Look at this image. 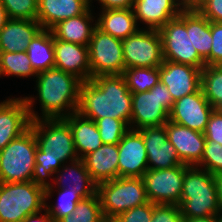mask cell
Instances as JSON below:
<instances>
[{"mask_svg":"<svg viewBox=\"0 0 222 222\" xmlns=\"http://www.w3.org/2000/svg\"><path fill=\"white\" fill-rule=\"evenodd\" d=\"M93 0H38L36 20L50 30L58 22L83 14Z\"/></svg>","mask_w":222,"mask_h":222,"instance_id":"7402d4cb","label":"cell"},{"mask_svg":"<svg viewBox=\"0 0 222 222\" xmlns=\"http://www.w3.org/2000/svg\"><path fill=\"white\" fill-rule=\"evenodd\" d=\"M167 86L160 81L149 91L132 93L130 129L162 126L169 120L174 104Z\"/></svg>","mask_w":222,"mask_h":222,"instance_id":"ba28073f","label":"cell"},{"mask_svg":"<svg viewBox=\"0 0 222 222\" xmlns=\"http://www.w3.org/2000/svg\"><path fill=\"white\" fill-rule=\"evenodd\" d=\"M66 164L64 163L55 173L57 176L52 178V183L45 184V202L56 192L53 188H67L71 192H77L83 199L96 194L97 184L91 179L83 159L78 158ZM65 178L69 181L67 182Z\"/></svg>","mask_w":222,"mask_h":222,"instance_id":"5bb4252c","label":"cell"},{"mask_svg":"<svg viewBox=\"0 0 222 222\" xmlns=\"http://www.w3.org/2000/svg\"><path fill=\"white\" fill-rule=\"evenodd\" d=\"M212 48L210 51V65H222V23L210 22Z\"/></svg>","mask_w":222,"mask_h":222,"instance_id":"60d3db41","label":"cell"},{"mask_svg":"<svg viewBox=\"0 0 222 222\" xmlns=\"http://www.w3.org/2000/svg\"><path fill=\"white\" fill-rule=\"evenodd\" d=\"M16 76L17 78H28L37 76L26 51L19 53L0 52V77Z\"/></svg>","mask_w":222,"mask_h":222,"instance_id":"f546056e","label":"cell"},{"mask_svg":"<svg viewBox=\"0 0 222 222\" xmlns=\"http://www.w3.org/2000/svg\"><path fill=\"white\" fill-rule=\"evenodd\" d=\"M118 151V177L142 178L148 170V160L141 133L129 129L118 143Z\"/></svg>","mask_w":222,"mask_h":222,"instance_id":"e0dca14e","label":"cell"},{"mask_svg":"<svg viewBox=\"0 0 222 222\" xmlns=\"http://www.w3.org/2000/svg\"><path fill=\"white\" fill-rule=\"evenodd\" d=\"M204 135L206 141L222 145V111L214 109L211 112Z\"/></svg>","mask_w":222,"mask_h":222,"instance_id":"b9f144b4","label":"cell"},{"mask_svg":"<svg viewBox=\"0 0 222 222\" xmlns=\"http://www.w3.org/2000/svg\"><path fill=\"white\" fill-rule=\"evenodd\" d=\"M196 9L210 22L222 23V0H204Z\"/></svg>","mask_w":222,"mask_h":222,"instance_id":"7bdbcfd3","label":"cell"},{"mask_svg":"<svg viewBox=\"0 0 222 222\" xmlns=\"http://www.w3.org/2000/svg\"><path fill=\"white\" fill-rule=\"evenodd\" d=\"M45 209V183L0 182V222H22Z\"/></svg>","mask_w":222,"mask_h":222,"instance_id":"277c9868","label":"cell"},{"mask_svg":"<svg viewBox=\"0 0 222 222\" xmlns=\"http://www.w3.org/2000/svg\"><path fill=\"white\" fill-rule=\"evenodd\" d=\"M95 123L103 144H118L130 129L124 120L111 117L98 119Z\"/></svg>","mask_w":222,"mask_h":222,"instance_id":"e575fe53","label":"cell"},{"mask_svg":"<svg viewBox=\"0 0 222 222\" xmlns=\"http://www.w3.org/2000/svg\"><path fill=\"white\" fill-rule=\"evenodd\" d=\"M216 175L222 172V145L214 141H206L201 161L196 165Z\"/></svg>","mask_w":222,"mask_h":222,"instance_id":"74e56055","label":"cell"},{"mask_svg":"<svg viewBox=\"0 0 222 222\" xmlns=\"http://www.w3.org/2000/svg\"><path fill=\"white\" fill-rule=\"evenodd\" d=\"M159 32L164 60L201 70L206 66L190 40V9H183L178 17L169 20Z\"/></svg>","mask_w":222,"mask_h":222,"instance_id":"8992f818","label":"cell"},{"mask_svg":"<svg viewBox=\"0 0 222 222\" xmlns=\"http://www.w3.org/2000/svg\"><path fill=\"white\" fill-rule=\"evenodd\" d=\"M98 222H119L117 217L102 216Z\"/></svg>","mask_w":222,"mask_h":222,"instance_id":"f907efd6","label":"cell"},{"mask_svg":"<svg viewBox=\"0 0 222 222\" xmlns=\"http://www.w3.org/2000/svg\"><path fill=\"white\" fill-rule=\"evenodd\" d=\"M91 78L99 75H122L125 64L122 40L94 29L88 45Z\"/></svg>","mask_w":222,"mask_h":222,"instance_id":"8fae6325","label":"cell"},{"mask_svg":"<svg viewBox=\"0 0 222 222\" xmlns=\"http://www.w3.org/2000/svg\"><path fill=\"white\" fill-rule=\"evenodd\" d=\"M82 116L96 121L111 117L130 125L132 93L122 75H99L80 85L78 110Z\"/></svg>","mask_w":222,"mask_h":222,"instance_id":"6da1fadb","label":"cell"},{"mask_svg":"<svg viewBox=\"0 0 222 222\" xmlns=\"http://www.w3.org/2000/svg\"><path fill=\"white\" fill-rule=\"evenodd\" d=\"M216 184H217V192H218V200H219V206L220 211L222 213V172L217 173L214 175Z\"/></svg>","mask_w":222,"mask_h":222,"instance_id":"bcb514c9","label":"cell"},{"mask_svg":"<svg viewBox=\"0 0 222 222\" xmlns=\"http://www.w3.org/2000/svg\"><path fill=\"white\" fill-rule=\"evenodd\" d=\"M138 131L147 151L148 169H167L183 164L167 138L165 125L143 127Z\"/></svg>","mask_w":222,"mask_h":222,"instance_id":"2e32d148","label":"cell"},{"mask_svg":"<svg viewBox=\"0 0 222 222\" xmlns=\"http://www.w3.org/2000/svg\"><path fill=\"white\" fill-rule=\"evenodd\" d=\"M36 179L42 183H49V178L63 165L49 149L37 147L35 154ZM48 180V181H47Z\"/></svg>","mask_w":222,"mask_h":222,"instance_id":"d590c367","label":"cell"},{"mask_svg":"<svg viewBox=\"0 0 222 222\" xmlns=\"http://www.w3.org/2000/svg\"><path fill=\"white\" fill-rule=\"evenodd\" d=\"M37 140L29 127L0 151V182L37 181L35 154Z\"/></svg>","mask_w":222,"mask_h":222,"instance_id":"5b68a950","label":"cell"},{"mask_svg":"<svg viewBox=\"0 0 222 222\" xmlns=\"http://www.w3.org/2000/svg\"><path fill=\"white\" fill-rule=\"evenodd\" d=\"M9 19L36 20L38 0H1Z\"/></svg>","mask_w":222,"mask_h":222,"instance_id":"8d00e7d4","label":"cell"},{"mask_svg":"<svg viewBox=\"0 0 222 222\" xmlns=\"http://www.w3.org/2000/svg\"><path fill=\"white\" fill-rule=\"evenodd\" d=\"M190 40L206 66H210L212 48L210 21L197 9H190Z\"/></svg>","mask_w":222,"mask_h":222,"instance_id":"f1b7e54d","label":"cell"},{"mask_svg":"<svg viewBox=\"0 0 222 222\" xmlns=\"http://www.w3.org/2000/svg\"><path fill=\"white\" fill-rule=\"evenodd\" d=\"M183 219L221 214L217 184L212 173L198 166H187L179 204Z\"/></svg>","mask_w":222,"mask_h":222,"instance_id":"3957f363","label":"cell"},{"mask_svg":"<svg viewBox=\"0 0 222 222\" xmlns=\"http://www.w3.org/2000/svg\"><path fill=\"white\" fill-rule=\"evenodd\" d=\"M201 89L214 109L222 111V65H210L202 69Z\"/></svg>","mask_w":222,"mask_h":222,"instance_id":"4dcf8cb0","label":"cell"},{"mask_svg":"<svg viewBox=\"0 0 222 222\" xmlns=\"http://www.w3.org/2000/svg\"><path fill=\"white\" fill-rule=\"evenodd\" d=\"M200 68L164 60L159 66V81L167 86L173 100L193 94L201 88Z\"/></svg>","mask_w":222,"mask_h":222,"instance_id":"9a60e30c","label":"cell"},{"mask_svg":"<svg viewBox=\"0 0 222 222\" xmlns=\"http://www.w3.org/2000/svg\"><path fill=\"white\" fill-rule=\"evenodd\" d=\"M167 138L175 147L183 164L197 165L203 156L206 138L204 133L169 121L165 124Z\"/></svg>","mask_w":222,"mask_h":222,"instance_id":"ac0fdd59","label":"cell"},{"mask_svg":"<svg viewBox=\"0 0 222 222\" xmlns=\"http://www.w3.org/2000/svg\"><path fill=\"white\" fill-rule=\"evenodd\" d=\"M90 7L81 15L58 22L50 30L56 39L88 46L96 28V20ZM93 24V25H92Z\"/></svg>","mask_w":222,"mask_h":222,"instance_id":"d4e9b609","label":"cell"},{"mask_svg":"<svg viewBox=\"0 0 222 222\" xmlns=\"http://www.w3.org/2000/svg\"><path fill=\"white\" fill-rule=\"evenodd\" d=\"M122 76L131 93L145 92L159 82V67L126 68Z\"/></svg>","mask_w":222,"mask_h":222,"instance_id":"1f68e13d","label":"cell"},{"mask_svg":"<svg viewBox=\"0 0 222 222\" xmlns=\"http://www.w3.org/2000/svg\"><path fill=\"white\" fill-rule=\"evenodd\" d=\"M218 222H222V213L218 216Z\"/></svg>","mask_w":222,"mask_h":222,"instance_id":"816d5d0a","label":"cell"},{"mask_svg":"<svg viewBox=\"0 0 222 222\" xmlns=\"http://www.w3.org/2000/svg\"><path fill=\"white\" fill-rule=\"evenodd\" d=\"M102 208L97 193L89 198L82 199L76 209L58 222H98L102 218Z\"/></svg>","mask_w":222,"mask_h":222,"instance_id":"d6a6232c","label":"cell"},{"mask_svg":"<svg viewBox=\"0 0 222 222\" xmlns=\"http://www.w3.org/2000/svg\"><path fill=\"white\" fill-rule=\"evenodd\" d=\"M180 0H134L133 11L137 23L146 29L159 30L183 10Z\"/></svg>","mask_w":222,"mask_h":222,"instance_id":"44dd1931","label":"cell"},{"mask_svg":"<svg viewBox=\"0 0 222 222\" xmlns=\"http://www.w3.org/2000/svg\"><path fill=\"white\" fill-rule=\"evenodd\" d=\"M9 17L7 15L6 9L0 0V31L5 26Z\"/></svg>","mask_w":222,"mask_h":222,"instance_id":"c3c4849f","label":"cell"},{"mask_svg":"<svg viewBox=\"0 0 222 222\" xmlns=\"http://www.w3.org/2000/svg\"><path fill=\"white\" fill-rule=\"evenodd\" d=\"M126 68L159 67L164 62L159 30L140 28L122 40Z\"/></svg>","mask_w":222,"mask_h":222,"instance_id":"30bf717a","label":"cell"},{"mask_svg":"<svg viewBox=\"0 0 222 222\" xmlns=\"http://www.w3.org/2000/svg\"><path fill=\"white\" fill-rule=\"evenodd\" d=\"M43 211V214H41L42 212H39L37 214L27 216L22 222H53L47 211L45 209Z\"/></svg>","mask_w":222,"mask_h":222,"instance_id":"f6af8a7d","label":"cell"},{"mask_svg":"<svg viewBox=\"0 0 222 222\" xmlns=\"http://www.w3.org/2000/svg\"><path fill=\"white\" fill-rule=\"evenodd\" d=\"M187 166L181 164L167 169H148L142 179L149 202L179 205Z\"/></svg>","mask_w":222,"mask_h":222,"instance_id":"7c38bea8","label":"cell"},{"mask_svg":"<svg viewBox=\"0 0 222 222\" xmlns=\"http://www.w3.org/2000/svg\"><path fill=\"white\" fill-rule=\"evenodd\" d=\"M70 126L76 153L83 159L103 145L95 121L75 112L63 118Z\"/></svg>","mask_w":222,"mask_h":222,"instance_id":"484cf974","label":"cell"},{"mask_svg":"<svg viewBox=\"0 0 222 222\" xmlns=\"http://www.w3.org/2000/svg\"><path fill=\"white\" fill-rule=\"evenodd\" d=\"M55 68L70 73L82 82L91 79L88 46L64 42L54 37Z\"/></svg>","mask_w":222,"mask_h":222,"instance_id":"ffe728a7","label":"cell"},{"mask_svg":"<svg viewBox=\"0 0 222 222\" xmlns=\"http://www.w3.org/2000/svg\"><path fill=\"white\" fill-rule=\"evenodd\" d=\"M184 222H218V216L184 219Z\"/></svg>","mask_w":222,"mask_h":222,"instance_id":"681fc988","label":"cell"},{"mask_svg":"<svg viewBox=\"0 0 222 222\" xmlns=\"http://www.w3.org/2000/svg\"><path fill=\"white\" fill-rule=\"evenodd\" d=\"M151 222H184L179 205L154 204Z\"/></svg>","mask_w":222,"mask_h":222,"instance_id":"f35d334b","label":"cell"},{"mask_svg":"<svg viewBox=\"0 0 222 222\" xmlns=\"http://www.w3.org/2000/svg\"><path fill=\"white\" fill-rule=\"evenodd\" d=\"M31 119L23 97L0 102V151L30 127Z\"/></svg>","mask_w":222,"mask_h":222,"instance_id":"d6986e66","label":"cell"},{"mask_svg":"<svg viewBox=\"0 0 222 222\" xmlns=\"http://www.w3.org/2000/svg\"><path fill=\"white\" fill-rule=\"evenodd\" d=\"M214 107L207 101L202 89L186 95L173 104L169 121L204 133Z\"/></svg>","mask_w":222,"mask_h":222,"instance_id":"4fadbf2b","label":"cell"},{"mask_svg":"<svg viewBox=\"0 0 222 222\" xmlns=\"http://www.w3.org/2000/svg\"><path fill=\"white\" fill-rule=\"evenodd\" d=\"M133 8L101 10L96 20V27L114 38L124 40L140 28Z\"/></svg>","mask_w":222,"mask_h":222,"instance_id":"4316f807","label":"cell"},{"mask_svg":"<svg viewBox=\"0 0 222 222\" xmlns=\"http://www.w3.org/2000/svg\"><path fill=\"white\" fill-rule=\"evenodd\" d=\"M184 9H196L204 0H180Z\"/></svg>","mask_w":222,"mask_h":222,"instance_id":"7dc6e473","label":"cell"},{"mask_svg":"<svg viewBox=\"0 0 222 222\" xmlns=\"http://www.w3.org/2000/svg\"><path fill=\"white\" fill-rule=\"evenodd\" d=\"M36 87L41 115L33 108L35 97H23L32 120L65 118L75 113L79 106L80 85L76 76L57 68L40 72L36 76Z\"/></svg>","mask_w":222,"mask_h":222,"instance_id":"7a4b0ae2","label":"cell"},{"mask_svg":"<svg viewBox=\"0 0 222 222\" xmlns=\"http://www.w3.org/2000/svg\"><path fill=\"white\" fill-rule=\"evenodd\" d=\"M153 216V203L148 202L136 206L117 216L119 222H151Z\"/></svg>","mask_w":222,"mask_h":222,"instance_id":"ab89813d","label":"cell"},{"mask_svg":"<svg viewBox=\"0 0 222 222\" xmlns=\"http://www.w3.org/2000/svg\"><path fill=\"white\" fill-rule=\"evenodd\" d=\"M38 147L49 149L62 163L78 159L69 124L63 118L32 120Z\"/></svg>","mask_w":222,"mask_h":222,"instance_id":"9c48e42d","label":"cell"},{"mask_svg":"<svg viewBox=\"0 0 222 222\" xmlns=\"http://www.w3.org/2000/svg\"><path fill=\"white\" fill-rule=\"evenodd\" d=\"M118 155V144H103L83 158L96 184L118 178Z\"/></svg>","mask_w":222,"mask_h":222,"instance_id":"cb8c5ba5","label":"cell"},{"mask_svg":"<svg viewBox=\"0 0 222 222\" xmlns=\"http://www.w3.org/2000/svg\"><path fill=\"white\" fill-rule=\"evenodd\" d=\"M58 203L55 205H49V202H45V210L47 211L53 222H58L61 218L71 214L76 205L83 198L77 192H71L67 188H58Z\"/></svg>","mask_w":222,"mask_h":222,"instance_id":"836d02e7","label":"cell"},{"mask_svg":"<svg viewBox=\"0 0 222 222\" xmlns=\"http://www.w3.org/2000/svg\"><path fill=\"white\" fill-rule=\"evenodd\" d=\"M42 29L37 20L9 19L0 31V52L26 51L28 44Z\"/></svg>","mask_w":222,"mask_h":222,"instance_id":"603a6c76","label":"cell"},{"mask_svg":"<svg viewBox=\"0 0 222 222\" xmlns=\"http://www.w3.org/2000/svg\"><path fill=\"white\" fill-rule=\"evenodd\" d=\"M97 195L104 216L117 217L136 206L148 203L142 178L118 177L97 184Z\"/></svg>","mask_w":222,"mask_h":222,"instance_id":"52a82bcc","label":"cell"},{"mask_svg":"<svg viewBox=\"0 0 222 222\" xmlns=\"http://www.w3.org/2000/svg\"><path fill=\"white\" fill-rule=\"evenodd\" d=\"M26 53L37 74L55 68L54 36L52 31L42 29L28 44Z\"/></svg>","mask_w":222,"mask_h":222,"instance_id":"83f0119b","label":"cell"},{"mask_svg":"<svg viewBox=\"0 0 222 222\" xmlns=\"http://www.w3.org/2000/svg\"><path fill=\"white\" fill-rule=\"evenodd\" d=\"M101 4L102 10L108 9H131L134 5V0H96Z\"/></svg>","mask_w":222,"mask_h":222,"instance_id":"ee69618b","label":"cell"}]
</instances>
